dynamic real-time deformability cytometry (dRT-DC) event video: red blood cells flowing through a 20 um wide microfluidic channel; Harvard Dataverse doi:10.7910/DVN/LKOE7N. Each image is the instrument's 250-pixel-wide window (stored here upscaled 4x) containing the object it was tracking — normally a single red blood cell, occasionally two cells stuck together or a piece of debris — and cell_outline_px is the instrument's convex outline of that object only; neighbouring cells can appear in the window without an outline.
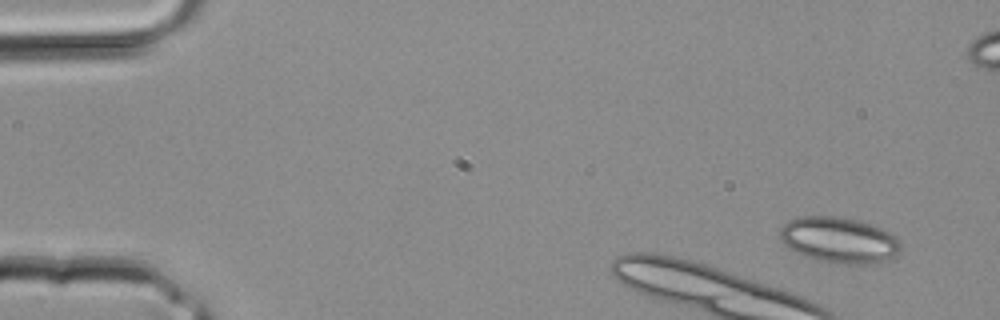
{"species": "common noctule bat (a hibernating species)", "species_latin": "Nyctalus noctula", "temperature_condition": "room temperature", "stored_images_in_passage": 2, "camera_frame_rate_fps": 3000, "um_per_image_px": 0.085, "animal": {"sex": "male", "body_mass_g": 20.4}, "frame": {"image": 1, "passage_image": 2, "time_ms": 0.333, "image_size_px": [1000, 320], "cell_outline_px": [[900, 252], [884, 260], [868, 264], [848, 264], [816, 260], [804, 256], [788, 248], [780, 240], [780, 228], [788, 220], [800, 216], [832, 216], [856, 220], [872, 224], [892, 232], [900, 240]], "centroid_in_image_um": [71.31, 20.39], "position_along_channel_um": 13.7, "area_um2": 32.37}}